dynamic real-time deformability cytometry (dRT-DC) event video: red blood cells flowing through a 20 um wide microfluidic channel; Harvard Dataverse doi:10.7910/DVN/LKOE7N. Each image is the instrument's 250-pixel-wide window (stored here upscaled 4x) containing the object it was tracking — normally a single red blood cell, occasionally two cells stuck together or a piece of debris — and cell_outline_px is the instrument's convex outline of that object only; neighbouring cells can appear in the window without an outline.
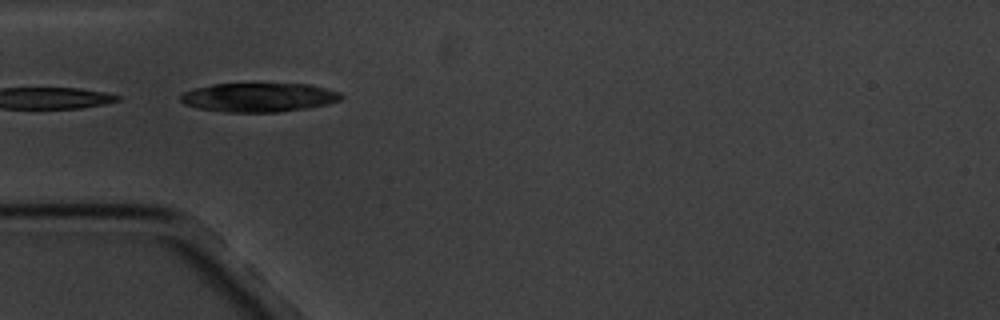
{"species": "common noctule bat (a hibernating species)", "species_latin": "Nyctalus noctula", "temperature_condition": "cold", "stored_images_in_passage": 6, "camera_frame_rate_fps": 3000, "um_per_image_px": 0.085, "animal": {"sex": "male", "body_mass_g": 20.1, "forearm_length_mm": 53.5}, "frame": {"image": 1, "passage_image": 3, "time_ms": 2.333, "image_size_px": [1000, 320], "cell_outline_px": [[344, 96], [340, 100], [328, 104], [304, 108], [276, 112], [228, 112], [196, 108], [184, 104], [180, 100], [180, 96], [184, 92], [192, 88], [212, 84], [308, 84], [340, 92]], "centroid_in_image_um": [21.96, 8.27], "position_along_channel_um": 63.0, "area_um2": 27.05}}
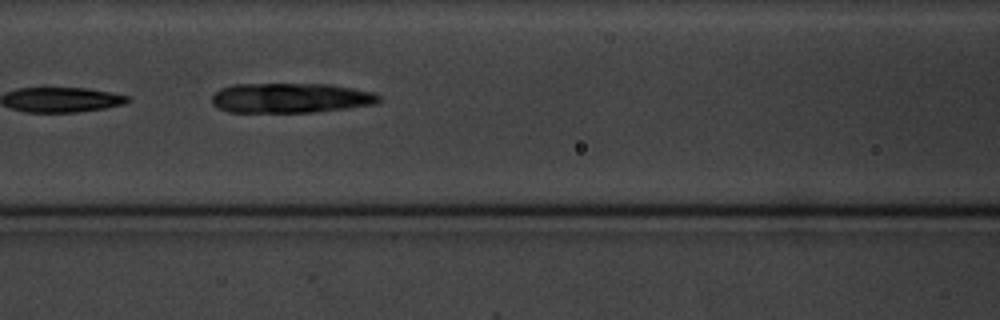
{"frame": {"image": 2, "passage_image": 5, "time_ms": 4.667, "image_size_px": [1000, 320], "cell_outline_px": [[380, 100], [372, 104], [344, 108], [312, 112], [228, 112], [212, 104], [212, 96], [220, 88], [232, 84], [328, 84], [376, 92], [380, 96]], "centroid_in_image_um": [24.67, 8.32], "position_along_channel_um": 141.9, "area_um2": 28.96}}